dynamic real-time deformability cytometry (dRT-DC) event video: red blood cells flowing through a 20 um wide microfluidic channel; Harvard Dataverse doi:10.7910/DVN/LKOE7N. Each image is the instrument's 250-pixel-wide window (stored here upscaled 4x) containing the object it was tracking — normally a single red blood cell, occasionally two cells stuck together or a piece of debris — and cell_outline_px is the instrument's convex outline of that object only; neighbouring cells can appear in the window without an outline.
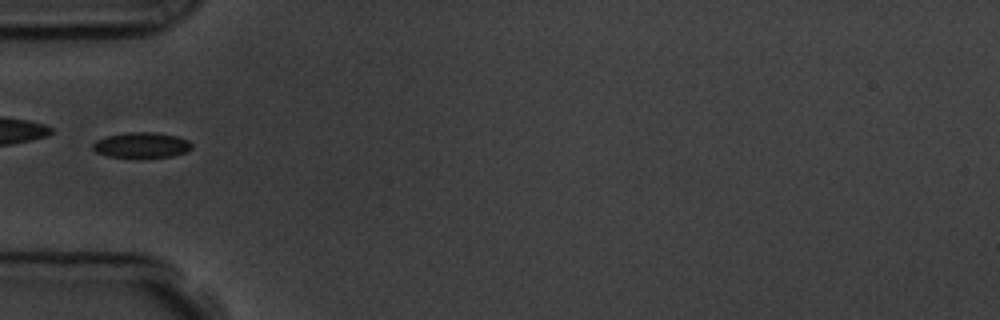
{"species": "common noctule bat (a hibernating species)", "species_latin": "Nyctalus noctula", "temperature_condition": "room temperature", "stored_images_in_passage": 4, "camera_frame_rate_fps": 3000, "um_per_image_px": 0.085, "animal": {"sex": "male", "body_mass_g": 19.5, "forearm_length_mm": 54.6}, "frame": {"image": 1, "passage_image": 2, "time_ms": 1.333, "image_size_px": [1000, 320], "cell_outline_px": [[192, 148], [184, 152], [172, 156], [140, 160], [108, 156], [96, 152], [92, 148], [92, 144], [96, 140], [104, 136], [124, 132], [156, 132], [176, 136], [188, 140], [192, 144]], "centroid_in_image_um": [11.99, 12.36], "position_along_channel_um": 73.0, "area_um2": 15.37}}